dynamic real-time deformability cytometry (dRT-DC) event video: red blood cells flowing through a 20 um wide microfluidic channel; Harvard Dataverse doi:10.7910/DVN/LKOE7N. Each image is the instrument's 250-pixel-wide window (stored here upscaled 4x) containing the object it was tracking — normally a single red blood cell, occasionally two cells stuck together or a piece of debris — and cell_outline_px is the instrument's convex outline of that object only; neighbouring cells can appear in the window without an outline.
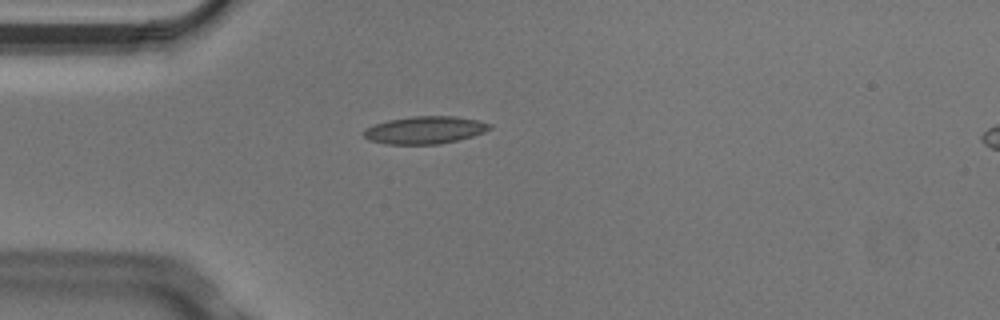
{"species": "Egyptian fruit bat (a non-hibernating species)", "species_latin": "Rousettus aegyptiacus", "temperature_condition": "cold", "stored_images_in_passage": 5, "camera_frame_rate_fps": 3000, "um_per_image_px": 0.085, "animal": {"sex": "male"}, "frame": {"image": 1, "passage_image": 4, "time_ms": 1.0, "image_size_px": [1000, 320], "cell_outline_px": [[492, 128], [484, 132], [472, 136], [440, 144], [388, 144], [368, 140], [364, 136], [364, 128], [388, 120], [412, 116], [452, 116], [476, 120], [492, 124]], "centroid_in_image_um": [36.11, 11.05], "position_along_channel_um": 48.9, "area_um2": 20.06}}